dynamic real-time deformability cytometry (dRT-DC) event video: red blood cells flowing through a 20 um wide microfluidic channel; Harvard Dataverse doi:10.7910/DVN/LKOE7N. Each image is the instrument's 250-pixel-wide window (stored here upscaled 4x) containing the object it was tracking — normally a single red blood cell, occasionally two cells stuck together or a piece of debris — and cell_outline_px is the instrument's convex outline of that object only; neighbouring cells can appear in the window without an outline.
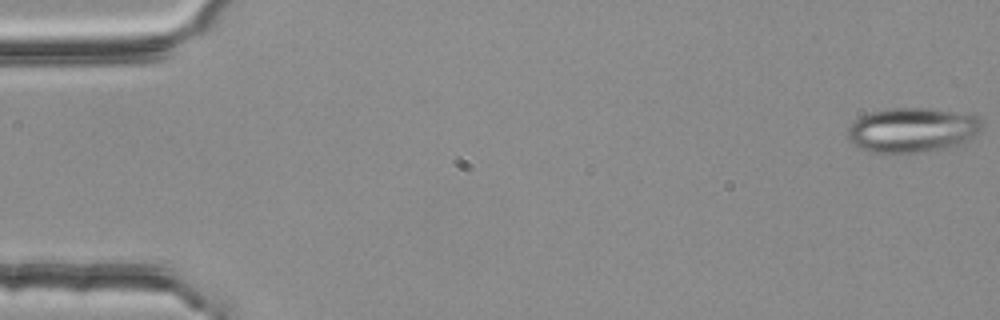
{"species": "common noctule bat (a hibernating species)", "species_latin": "Nyctalus noctula", "temperature_condition": "room temperature", "stored_images_in_passage": 54, "camera_frame_rate_fps": 3000, "um_per_image_px": 0.085, "animal": {"sex": "female", "body_mass_g": 25.1}, "frame": {"image": 1, "passage_image": 1, "time_ms": 0.0, "image_size_px": [1000, 320], "cell_outline_px": [[984, 124], [964, 144], [948, 148], [896, 156], [872, 152], [856, 148], [848, 140], [848, 128], [860, 116], [868, 112], [888, 108], [924, 108], [972, 112]], "centroid_in_image_um": [77.53, 11.07], "position_along_channel_um": 7.5, "area_um2": 36.18}}
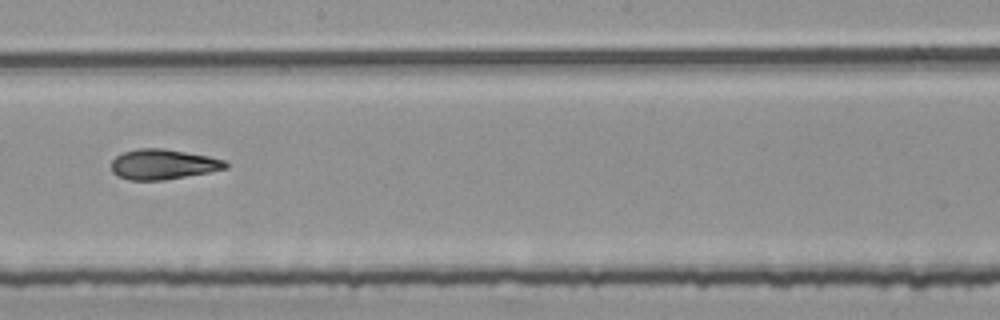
{"frame": {"image": 2, "passage_image": 31, "time_ms": 10.0, "image_size_px": [1000, 320], "cell_outline_px": [[228, 168], [208, 172], [164, 180], [128, 180], [116, 176], [112, 172], [112, 160], [116, 156], [124, 152], [140, 148], [164, 148], [208, 156], [224, 160], [228, 164]], "centroid_in_image_um": [13.84, 13.97], "position_along_channel_um": 234.4, "area_um2": 20.06}}
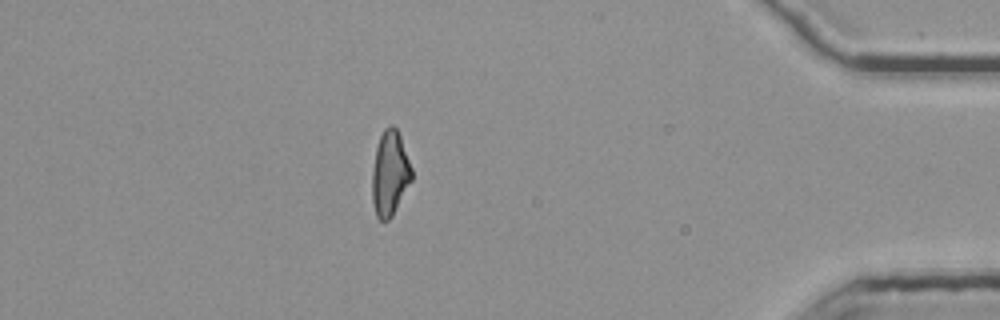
{"frame": {"image": 3, "passage_image": 48, "time_ms": 15.667, "image_size_px": [1000, 320], "cell_outline_px": [[412, 180], [392, 216], [388, 220], [380, 220], [376, 216], [372, 204], [372, 168], [376, 148], [380, 136], [384, 128], [388, 124], [392, 124], [396, 128], [400, 136], [412, 168]], "centroid_in_image_um": [33.13, 14.74], "position_along_channel_um": 402.1, "area_um2": 19.65}, "authors_computed_cell_mechanics": {"area_um2": 20.2589, "velocity_mm_per_s": 3.7753, "shape_relaxation_time_tau1_ms": null, "shape_relaxation_time_tau2_ms": 2.8993, "deformation_change_tau1": null, "deformation_change_tau2": 0.1063}}